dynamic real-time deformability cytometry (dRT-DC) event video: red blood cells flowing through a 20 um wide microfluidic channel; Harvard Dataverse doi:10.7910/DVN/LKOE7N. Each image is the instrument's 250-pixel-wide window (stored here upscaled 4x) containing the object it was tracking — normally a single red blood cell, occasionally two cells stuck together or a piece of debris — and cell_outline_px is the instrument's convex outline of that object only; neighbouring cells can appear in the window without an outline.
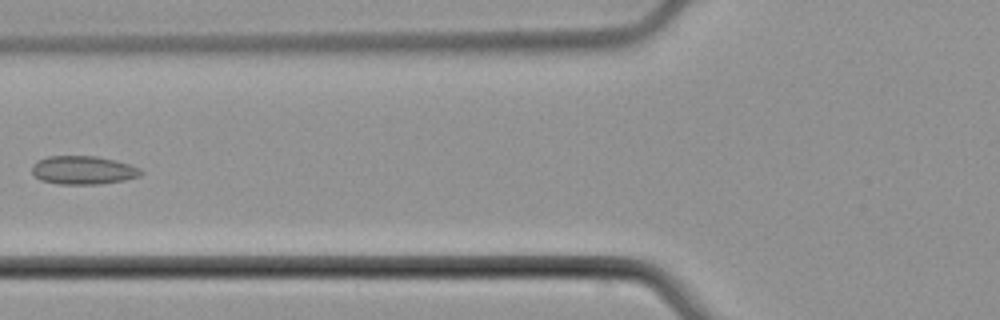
{"species": "common noctule bat (a hibernating species)", "species_latin": "Nyctalus noctula", "temperature_condition": "cold", "stored_images_in_passage": 5, "camera_frame_rate_fps": 3000, "um_per_image_px": 0.085, "animal": {"sex": "male", "body_mass_g": 21.5, "forearm_length_mm": 52.0}, "frame": {"image": 1, "passage_image": 5, "time_ms": 5.667, "image_size_px": [1000, 320], "cell_outline_px": [[144, 172], [140, 176], [124, 180], [96, 184], [60, 184], [40, 180], [32, 172], [32, 164], [48, 156], [96, 156], [116, 160], [140, 168]], "centroid_in_image_um": [7.08, 14.46], "position_along_channel_um": 118.7, "area_um2": 17.98}}